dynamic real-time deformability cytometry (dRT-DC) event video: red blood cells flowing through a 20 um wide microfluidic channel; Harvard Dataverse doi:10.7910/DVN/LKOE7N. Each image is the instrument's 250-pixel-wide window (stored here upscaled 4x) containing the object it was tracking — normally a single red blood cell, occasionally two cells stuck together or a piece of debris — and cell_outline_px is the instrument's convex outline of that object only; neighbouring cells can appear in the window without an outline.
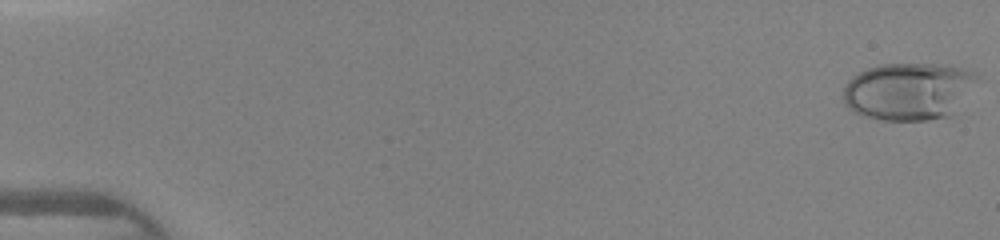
{"species": "human", "species_latin": "Homo sapiens", "temperature_condition": "warm", "stored_images_in_passage": 46, "camera_frame_rate_fps": 3000, "um_per_image_px": 0.085, "donor": {"sex": "female"}, "frame": {"image": 1, "passage_image": 1, "time_ms": 0.0, "image_size_px": [1000, 240], "cell_outline_px": [[980, 76], [952, 112], [948, 116], [924, 120], [884, 120], [864, 116], [852, 112], [844, 104], [844, 84], [852, 76], [868, 68], [880, 64], [948, 64], [972, 72]], "centroid_in_image_um": [77.16, 7.74], "position_along_channel_um": 7.8, "area_um2": 44.45}}
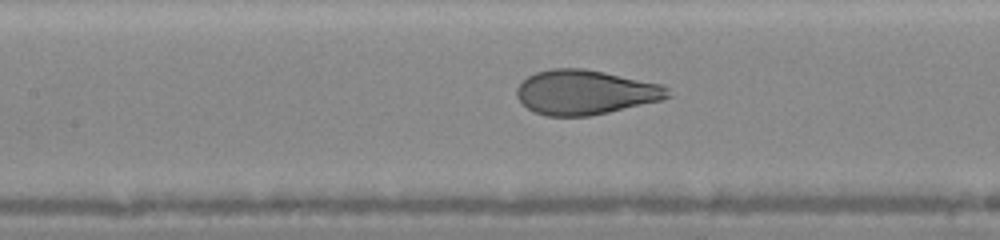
{"frame": {"image": 2, "passage_image": 22, "time_ms": 7.0, "image_size_px": [1000, 240], "cell_outline_px": [[672, 96], [664, 100], [608, 112], [588, 116], [548, 116], [532, 112], [516, 96], [516, 88], [528, 76], [536, 72], [552, 68], [584, 68], [604, 72], [660, 84], [668, 88]], "centroid_in_image_um": [49.75, 7.85], "position_along_channel_um": 157.6, "area_um2": 39.25}}
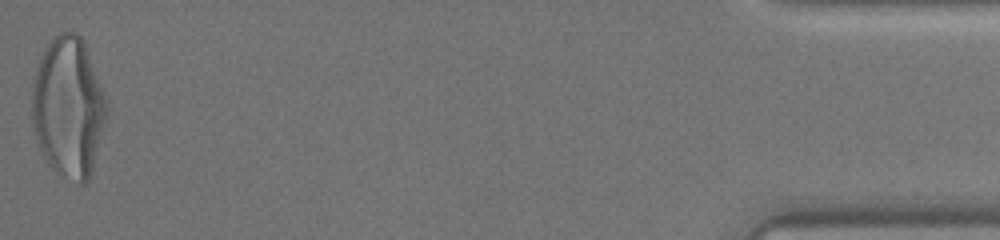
{"frame": {"image": 3, "passage_image": 46, "time_ms": 15.0, "image_size_px": [1000, 240], "cell_outline_px": [[108, 120], [92, 176], [84, 184], [80, 184], [60, 180], [48, 164], [36, 140], [32, 128], [32, 76], [40, 52], [52, 36], [60, 32], [76, 32], [80, 36], [84, 44], [108, 100]], "centroid_in_image_um": [5.82, 9.18], "position_along_channel_um": 429.4, "area_um2": 63.29}}